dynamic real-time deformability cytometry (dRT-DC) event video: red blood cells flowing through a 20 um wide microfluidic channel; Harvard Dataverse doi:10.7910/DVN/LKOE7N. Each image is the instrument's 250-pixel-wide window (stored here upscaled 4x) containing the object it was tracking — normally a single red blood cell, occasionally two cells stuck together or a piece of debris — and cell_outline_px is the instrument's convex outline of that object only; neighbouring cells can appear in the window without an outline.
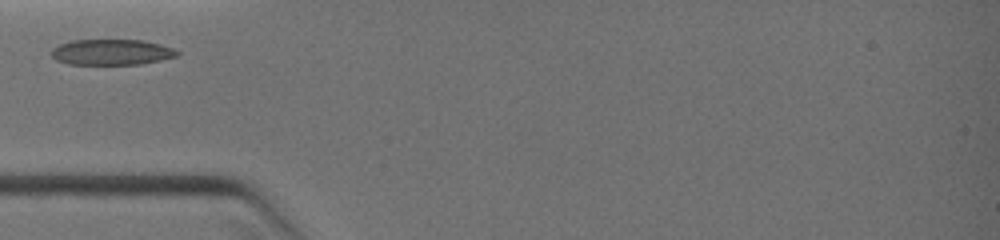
{"species": "common noctule bat (a hibernating species)", "species_latin": "Nyctalus noctula", "temperature_condition": "warm", "stored_images_in_passage": 8, "camera_frame_rate_fps": 3000, "um_per_image_px": 0.085, "animal": {"sex": "female", "body_mass_g": 19.0, "forearm_length_mm": 51.5}, "frame": {"image": 1, "passage_image": 1, "time_ms": 0.0, "image_size_px": [1000, 240], "cell_outline_px": [[180, 52], [176, 56], [160, 60], [140, 64], [68, 64], [56, 60], [52, 56], [52, 48], [60, 44], [72, 40], [140, 40], [160, 44], [172, 48]], "centroid_in_image_um": [9.46, 4.43], "position_along_channel_um": 75.5, "area_um2": 18.67}}